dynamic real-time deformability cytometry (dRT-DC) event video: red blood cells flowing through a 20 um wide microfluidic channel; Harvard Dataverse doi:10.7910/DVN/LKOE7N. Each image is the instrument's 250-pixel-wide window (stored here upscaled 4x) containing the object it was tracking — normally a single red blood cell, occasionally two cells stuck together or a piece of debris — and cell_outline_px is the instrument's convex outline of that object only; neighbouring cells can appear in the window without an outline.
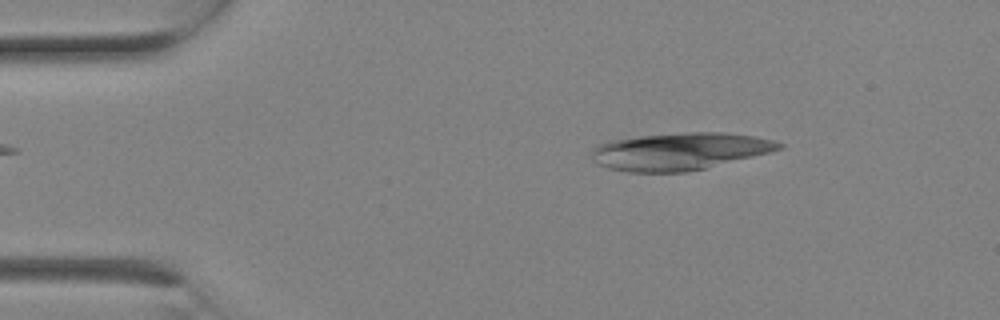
{"species": "Egyptian fruit bat (a non-hibernating species)", "species_latin": "Rousettus aegyptiacus", "temperature_condition": "room temperature", "stored_images_in_passage": 3, "camera_frame_rate_fps": 3000, "um_per_image_px": 0.085, "animal": {"sex": "female"}, "frame": {"image": 1, "passage_image": 3, "time_ms": 0.667, "image_size_px": [1000, 320], "cell_outline_px": [[784, 148], [772, 152], [704, 168], [684, 172], [628, 172], [608, 168], [596, 164], [592, 160], [592, 148], [608, 140], [640, 136], [688, 132], [724, 132], [756, 136], [772, 140], [784, 144]], "centroid_in_image_um": [57.77, 12.86], "position_along_channel_um": 27.2, "area_um2": 40.81}}